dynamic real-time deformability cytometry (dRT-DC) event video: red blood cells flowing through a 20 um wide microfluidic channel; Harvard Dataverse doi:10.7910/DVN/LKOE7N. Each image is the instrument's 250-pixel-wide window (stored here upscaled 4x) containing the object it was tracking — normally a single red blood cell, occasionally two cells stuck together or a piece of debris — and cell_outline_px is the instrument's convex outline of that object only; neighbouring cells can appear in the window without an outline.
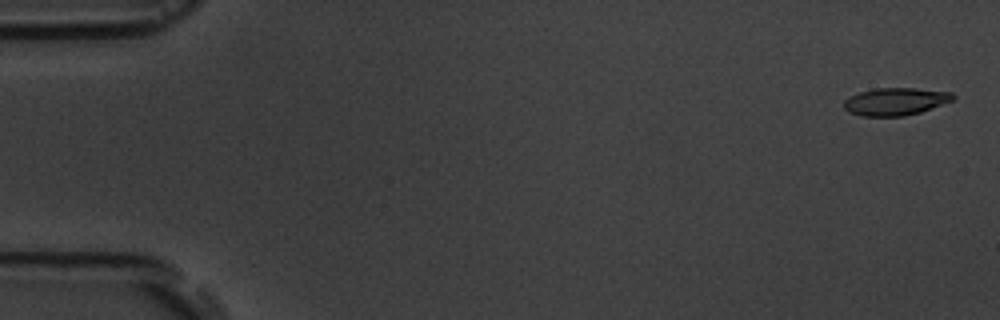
{"species": "common noctule bat (a hibernating species)", "species_latin": "Nyctalus noctula", "temperature_condition": "room temperature", "stored_images_in_passage": 6, "camera_frame_rate_fps": 3000, "um_per_image_px": 0.085, "animal": {"sex": "male", "body_mass_g": 19.5, "forearm_length_mm": 54.6}, "frame": {"image": 1, "passage_image": 1, "time_ms": 0.0, "image_size_px": [1000, 320], "cell_outline_px": [[956, 96], [952, 100], [920, 112], [904, 116], [860, 116], [848, 112], [844, 108], [844, 100], [860, 92], [876, 88], [916, 88], [952, 92]], "centroid_in_image_um": [76.1, 8.63], "position_along_channel_um": 8.9, "area_um2": 17.4}}
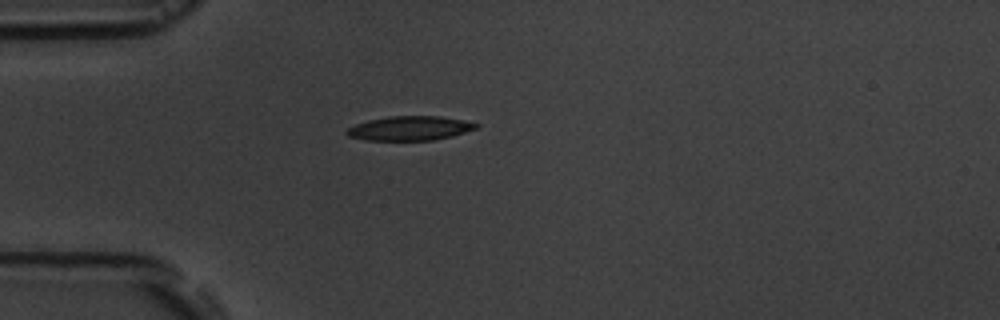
{"frame": {"image": 2, "passage_image": 5, "time_ms": 4.667, "image_size_px": [1000, 320], "cell_outline_px": [[480, 124], [476, 128], [452, 136], [432, 140], [364, 140], [348, 136], [344, 132], [348, 128], [356, 124], [368, 120], [388, 116], [440, 116], [464, 120]], "centroid_in_image_um": [34.81, 10.9], "position_along_channel_um": 50.2, "area_um2": 18.26}}